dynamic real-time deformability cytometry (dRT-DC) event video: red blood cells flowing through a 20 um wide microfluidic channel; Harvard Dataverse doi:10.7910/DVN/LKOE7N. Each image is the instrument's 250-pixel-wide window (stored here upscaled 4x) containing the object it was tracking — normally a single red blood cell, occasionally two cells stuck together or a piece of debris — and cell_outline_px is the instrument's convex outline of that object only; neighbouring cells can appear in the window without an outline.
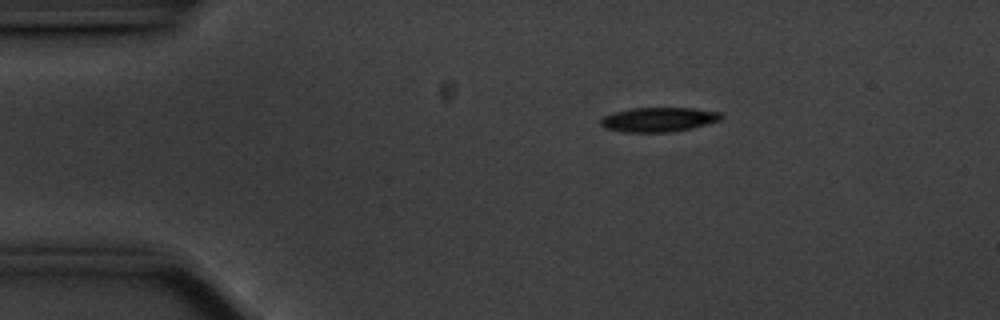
{"species": "common noctule bat (a hibernating species)", "species_latin": "Nyctalus noctula", "temperature_condition": "cold", "stored_images_in_passage": 43, "camera_frame_rate_fps": 3000, "um_per_image_px": 0.085, "animal": {"sex": "male", "body_mass_g": 20.1, "forearm_length_mm": 53.5}, "frame": {"image": 1, "passage_image": 1, "time_ms": 0.0, "image_size_px": [1000, 320], "cell_outline_px": [[724, 116], [720, 120], [692, 128], [668, 132], [624, 132], [604, 128], [600, 124], [600, 120], [604, 116], [612, 112], [632, 108], [692, 108], [720, 112]], "centroid_in_image_um": [55.96, 10.16], "position_along_channel_um": 29.0, "area_um2": 17.17}}
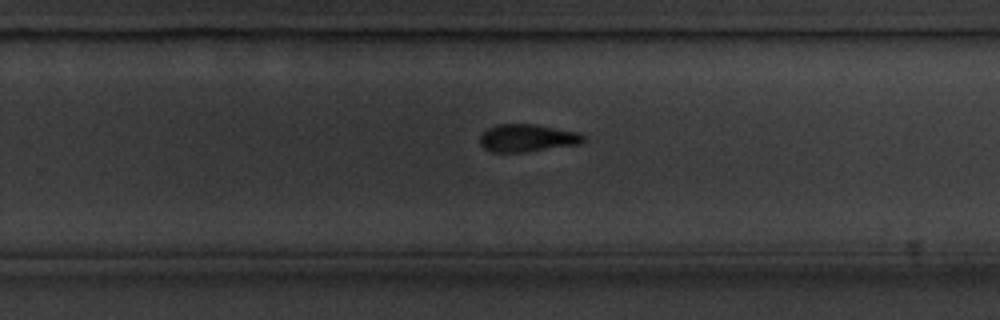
{"frame": {"image": 2, "passage_image": 27, "time_ms": 8.667, "image_size_px": [1000, 320], "cell_outline_px": [[588, 136], [580, 144], [524, 152], [492, 152], [484, 148], [480, 144], [480, 136], [488, 128], [496, 124], [536, 124], [580, 132]], "centroid_in_image_um": [44.86, 11.72], "position_along_channel_um": 284.9, "area_um2": 16.82}}
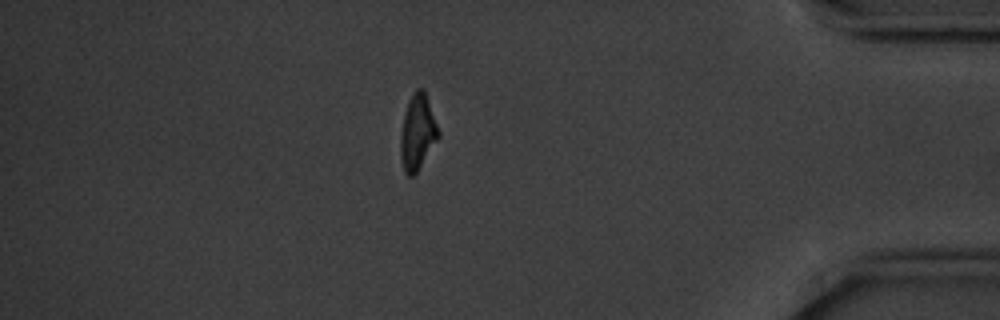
{"frame": {"image": 3, "passage_image": 40, "time_ms": 13.0, "image_size_px": [1000, 320], "cell_outline_px": [[440, 136], [416, 172], [412, 176], [408, 176], [404, 172], [400, 156], [400, 136], [404, 112], [408, 100], [412, 92], [416, 88], [424, 88], [440, 132]], "centroid_in_image_um": [35.48, 11.2], "position_along_channel_um": 399.7, "area_um2": 16.76}, "authors_computed_cell_mechanics": {"area_um2": 17.2244, "velocity_mm_per_s": 3.5204, "shape_relaxation_time_tau1_ms": 2.5863, "shape_relaxation_time_tau2_ms": 5.2794, "deformation_change_tau1": 0.1669, "deformation_change_tau2": 0.1329}}